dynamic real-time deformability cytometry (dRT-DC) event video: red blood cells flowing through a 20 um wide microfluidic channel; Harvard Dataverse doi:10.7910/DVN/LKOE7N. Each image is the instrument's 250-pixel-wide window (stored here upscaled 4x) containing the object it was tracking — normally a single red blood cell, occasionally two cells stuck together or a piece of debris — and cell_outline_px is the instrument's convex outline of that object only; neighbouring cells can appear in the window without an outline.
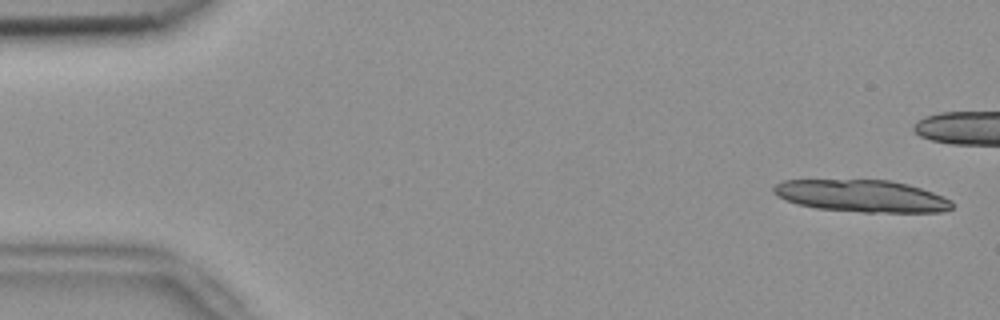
{"species": "common noctule bat (a hibernating species)", "species_latin": "Nyctalus noctula", "temperature_condition": "room temperature", "stored_images_in_passage": 6, "camera_frame_rate_fps": 3000, "um_per_image_px": 0.085, "animal": {"sex": "female", "body_mass_g": 18.4}, "frame": {"image": 1, "passage_image": 2, "time_ms": 0.333, "image_size_px": [1000, 320], "cell_outline_px": [[952, 208], [940, 212], [864, 212], [816, 208], [796, 204], [784, 200], [772, 192], [772, 188], [776, 184], [784, 180], [888, 180], [908, 184], [932, 192], [952, 200]], "centroid_in_image_um": [73.22, 16.66], "position_along_channel_um": 11.8, "area_um2": 33.35}}